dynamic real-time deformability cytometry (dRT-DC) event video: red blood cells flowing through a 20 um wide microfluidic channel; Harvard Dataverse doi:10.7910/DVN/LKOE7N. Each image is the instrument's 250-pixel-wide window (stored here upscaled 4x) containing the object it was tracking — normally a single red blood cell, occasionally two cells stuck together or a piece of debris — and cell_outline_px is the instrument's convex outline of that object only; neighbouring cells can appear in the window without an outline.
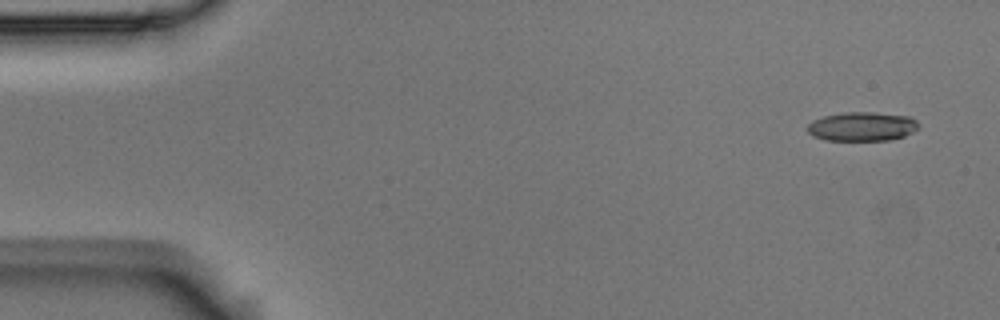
{"species": "Egyptian fruit bat (a non-hibernating species)", "species_latin": "Rousettus aegyptiacus", "temperature_condition": "room temperature", "stored_images_in_passage": 5, "camera_frame_rate_fps": 3000, "um_per_image_px": 0.085, "animal": {"sex": "male"}, "frame": {"image": 1, "passage_image": 1, "time_ms": 0.0, "image_size_px": [1000, 320], "cell_outline_px": [[920, 124], [912, 132], [904, 136], [888, 140], [824, 140], [812, 136], [808, 132], [808, 124], [812, 120], [824, 116], [844, 112], [872, 112], [912, 116]], "centroid_in_image_um": [73.27, 10.74], "position_along_channel_um": 11.7, "area_um2": 18.9}}